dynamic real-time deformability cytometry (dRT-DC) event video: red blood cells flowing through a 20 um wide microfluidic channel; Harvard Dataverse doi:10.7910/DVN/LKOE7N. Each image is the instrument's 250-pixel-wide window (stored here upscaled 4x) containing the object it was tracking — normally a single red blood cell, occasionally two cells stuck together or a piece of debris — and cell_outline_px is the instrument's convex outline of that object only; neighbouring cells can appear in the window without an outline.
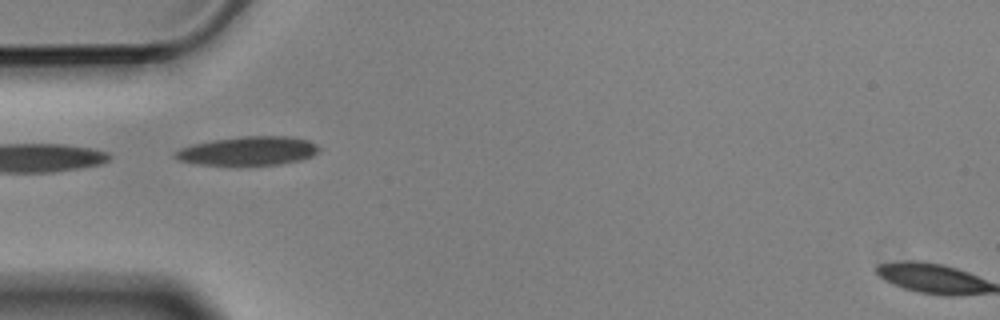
{"species": "Egyptian fruit bat (a non-hibernating species)", "species_latin": "Rousettus aegyptiacus", "temperature_condition": "cold", "stored_images_in_passage": 2, "camera_frame_rate_fps": 3000, "um_per_image_px": 0.085, "animal": {"sex": "male"}, "frame": {"image": 1, "passage_image": 1, "time_ms": 0.0, "image_size_px": [1000, 320], "cell_outline_px": [[320, 148], [312, 156], [300, 160], [280, 164], [196, 164], [176, 160], [172, 156], [172, 152], [180, 148], [192, 144], [212, 140], [244, 136], [292, 136], [308, 140], [316, 144]], "centroid_in_image_um": [21.05, 12.81], "position_along_channel_um": 64.0, "area_um2": 24.1}}